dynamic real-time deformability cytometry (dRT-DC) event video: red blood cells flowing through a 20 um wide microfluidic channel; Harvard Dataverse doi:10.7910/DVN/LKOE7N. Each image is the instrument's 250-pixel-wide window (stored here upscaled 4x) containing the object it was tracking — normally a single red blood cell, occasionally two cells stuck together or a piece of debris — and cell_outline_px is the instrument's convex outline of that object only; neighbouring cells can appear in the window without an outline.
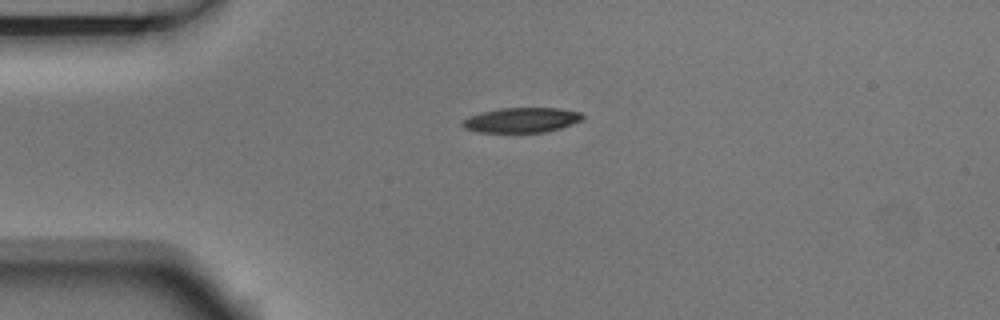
{"species": "Egyptian fruit bat (a non-hibernating species)", "species_latin": "Rousettus aegyptiacus", "temperature_condition": "room temperature", "stored_images_in_passage": 2, "camera_frame_rate_fps": 3000, "um_per_image_px": 0.085, "animal": {"sex": "male"}, "frame": {"image": 1, "passage_image": 1, "time_ms": 0.0, "image_size_px": [1000, 320], "cell_outline_px": [[584, 116], [580, 120], [572, 124], [560, 128], [544, 132], [480, 132], [464, 128], [460, 124], [460, 120], [468, 116], [480, 112], [500, 108], [556, 108], [580, 112]], "centroid_in_image_um": [44.26, 10.2], "position_along_channel_um": 40.7, "area_um2": 17.46}}